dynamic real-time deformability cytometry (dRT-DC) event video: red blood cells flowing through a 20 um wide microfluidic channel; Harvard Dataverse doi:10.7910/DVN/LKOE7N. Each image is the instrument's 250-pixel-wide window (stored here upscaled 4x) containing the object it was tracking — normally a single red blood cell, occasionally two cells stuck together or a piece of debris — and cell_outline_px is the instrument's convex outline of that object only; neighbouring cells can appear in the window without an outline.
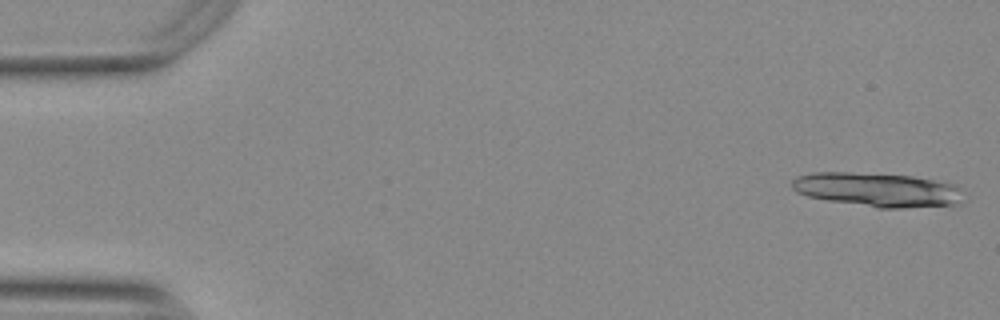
{"species": "Egyptian fruit bat (a non-hibernating species)", "species_latin": "Rousettus aegyptiacus", "temperature_condition": "warm", "stored_images_in_passage": 11, "camera_frame_rate_fps": 3000, "um_per_image_px": 0.085, "animal": {"sex": "female"}, "frame": {"image": 1, "passage_image": 1, "time_ms": 0.0, "image_size_px": [1000, 320], "cell_outline_px": [[960, 204], [904, 208], [876, 208], [828, 200], [808, 196], [796, 192], [792, 188], [792, 180], [796, 176], [812, 172], [852, 172], [912, 176], [952, 184], [960, 188]], "centroid_in_image_um": [74.52, 16.12], "position_along_channel_um": 10.5, "area_um2": 33.93}}